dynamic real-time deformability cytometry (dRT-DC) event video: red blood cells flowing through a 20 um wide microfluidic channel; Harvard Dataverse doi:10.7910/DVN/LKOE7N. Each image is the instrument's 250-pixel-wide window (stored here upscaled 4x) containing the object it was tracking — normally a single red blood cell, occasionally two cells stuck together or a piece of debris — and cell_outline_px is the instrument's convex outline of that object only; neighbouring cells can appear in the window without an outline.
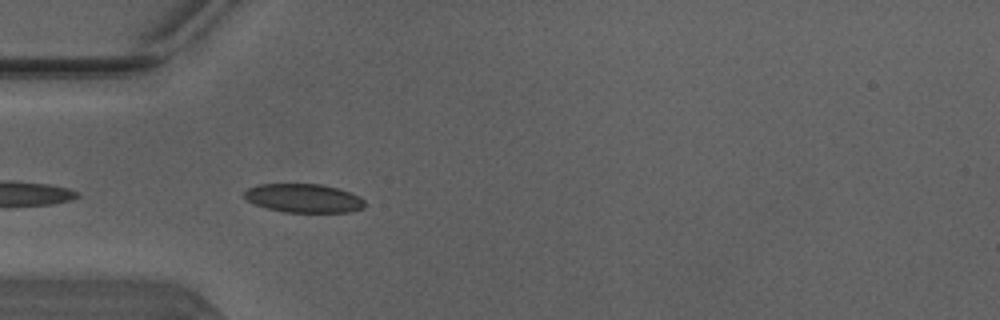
{"species": "Egyptian fruit bat (a non-hibernating species)", "species_latin": "Rousettus aegyptiacus", "temperature_condition": "warm", "stored_images_in_passage": 11, "camera_frame_rate_fps": 3000, "um_per_image_px": 0.085, "animal": {"sex": "male"}, "frame": {"image": 1, "passage_image": 2, "time_ms": 0.333, "image_size_px": [1000, 320], "cell_outline_px": [[368, 204], [364, 208], [348, 212], [284, 212], [268, 208], [256, 204], [248, 200], [244, 196], [244, 192], [248, 188], [260, 184], [320, 184], [336, 188], [360, 196]], "centroid_in_image_um": [25.85, 16.85], "position_along_channel_um": 59.1, "area_um2": 20.06}}
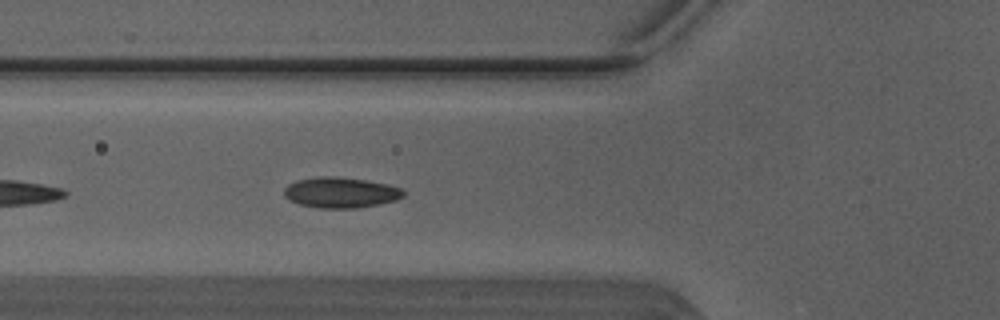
{"frame": {"image": 2, "passage_image": 5, "time_ms": 1.333, "image_size_px": [1000, 320], "cell_outline_px": [[404, 196], [396, 200], [380, 204], [356, 208], [320, 208], [300, 204], [288, 200], [284, 196], [284, 188], [288, 184], [296, 180], [320, 176], [332, 176], [364, 180], [388, 184], [400, 188], [404, 192]], "centroid_in_image_um": [28.93, 16.37], "position_along_channel_um": 96.9, "area_um2": 21.27}}
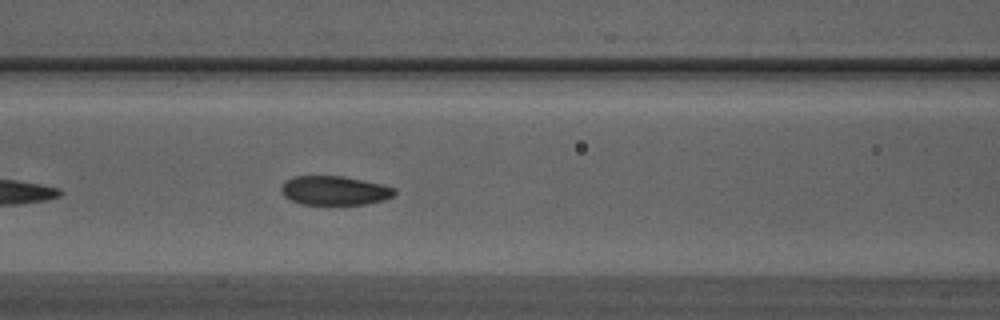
{"frame": {"image": 3, "passage_image": 8, "time_ms": 2.333, "image_size_px": [1000, 320], "cell_outline_px": [[396, 192], [392, 196], [384, 200], [364, 204], [300, 204], [284, 196], [280, 192], [280, 188], [284, 180], [292, 176], [344, 176], [384, 184], [396, 188]], "centroid_in_image_um": [28.42, 16.18], "position_along_channel_um": 138.2, "area_um2": 19.42}}